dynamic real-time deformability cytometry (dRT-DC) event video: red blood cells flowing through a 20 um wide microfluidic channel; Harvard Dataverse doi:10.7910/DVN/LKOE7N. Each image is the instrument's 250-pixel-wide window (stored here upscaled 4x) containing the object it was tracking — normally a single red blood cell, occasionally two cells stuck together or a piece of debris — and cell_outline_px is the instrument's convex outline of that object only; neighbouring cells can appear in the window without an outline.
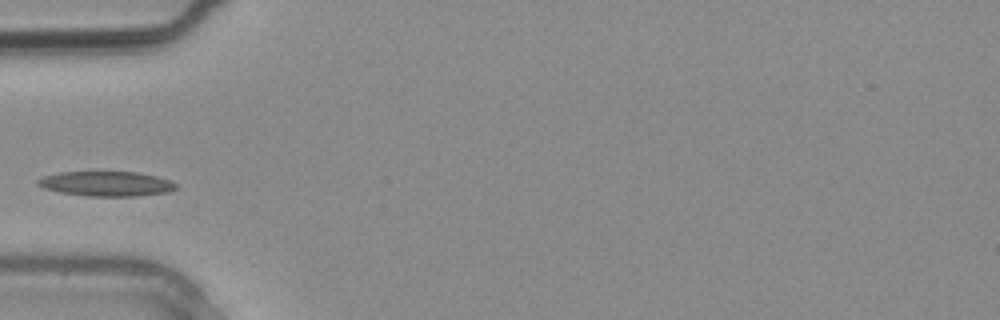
{"species": "common noctule bat (a hibernating species)", "species_latin": "Nyctalus noctula", "temperature_condition": "warm", "stored_images_in_passage": 2, "camera_frame_rate_fps": 3000, "um_per_image_px": 0.085, "animal": {"sex": "male", "body_mass_g": 20.4}, "frame": {"image": 1, "passage_image": 2, "time_ms": 0.333, "image_size_px": [1000, 320], "cell_outline_px": [[176, 188], [168, 192], [136, 196], [88, 196], [60, 192], [44, 188], [36, 184], [36, 180], [44, 176], [60, 172], [136, 172], [156, 176], [168, 180], [176, 184]], "centroid_in_image_um": [9.01, 15.62], "position_along_channel_um": 76.0, "area_um2": 19.83}}